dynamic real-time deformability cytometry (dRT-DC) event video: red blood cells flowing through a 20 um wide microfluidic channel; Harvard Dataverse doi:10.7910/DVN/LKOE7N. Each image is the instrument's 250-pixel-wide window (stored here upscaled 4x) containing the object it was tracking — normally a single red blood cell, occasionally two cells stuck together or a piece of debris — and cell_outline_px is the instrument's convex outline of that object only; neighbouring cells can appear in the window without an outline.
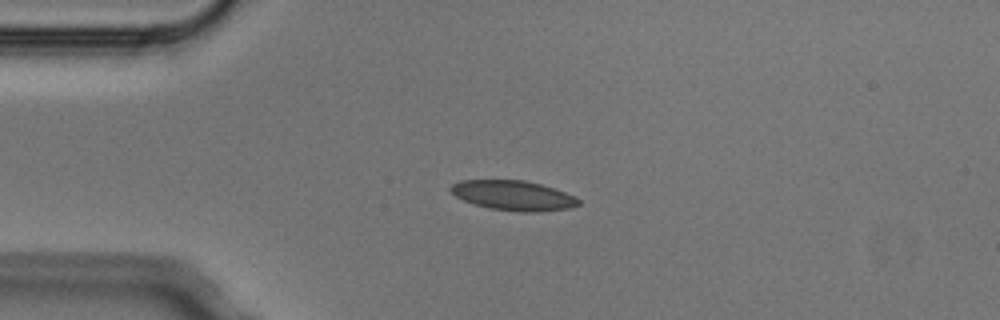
{"species": "Egyptian fruit bat (a non-hibernating species)", "species_latin": "Rousettus aegyptiacus", "temperature_condition": "cold", "stored_images_in_passage": 4, "camera_frame_rate_fps": 3000, "um_per_image_px": 0.085, "animal": {"sex": "male"}, "frame": {"image": 1, "passage_image": 2, "time_ms": 0.333, "image_size_px": [1000, 320], "cell_outline_px": [[580, 204], [572, 208], [536, 212], [520, 212], [488, 208], [464, 200], [456, 196], [448, 188], [452, 184], [460, 180], [524, 180], [540, 184], [564, 192], [580, 200]], "centroid_in_image_um": [43.62, 16.62], "position_along_channel_um": 41.4, "area_um2": 22.08}}
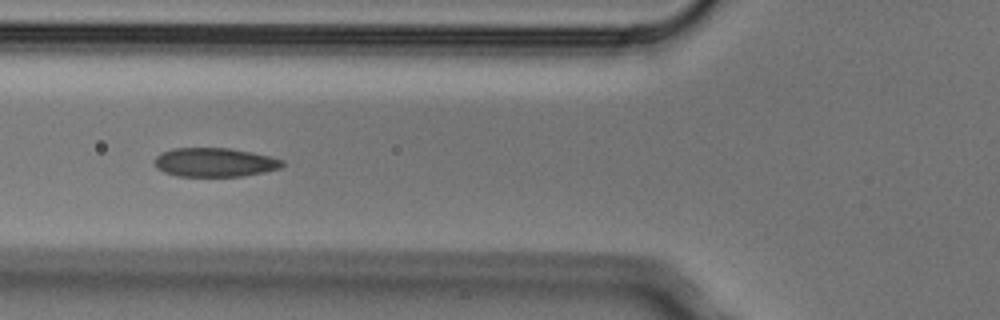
{"frame": {"image": 2, "passage_image": 4, "time_ms": 1.0, "image_size_px": [1000, 320], "cell_outline_px": [[284, 164], [280, 168], [264, 172], [240, 176], [176, 176], [164, 172], [156, 168], [156, 156], [160, 152], [172, 148], [232, 148], [252, 152], [284, 160]], "centroid_in_image_um": [18.24, 13.79], "position_along_channel_um": 107.6, "area_um2": 21.56}}